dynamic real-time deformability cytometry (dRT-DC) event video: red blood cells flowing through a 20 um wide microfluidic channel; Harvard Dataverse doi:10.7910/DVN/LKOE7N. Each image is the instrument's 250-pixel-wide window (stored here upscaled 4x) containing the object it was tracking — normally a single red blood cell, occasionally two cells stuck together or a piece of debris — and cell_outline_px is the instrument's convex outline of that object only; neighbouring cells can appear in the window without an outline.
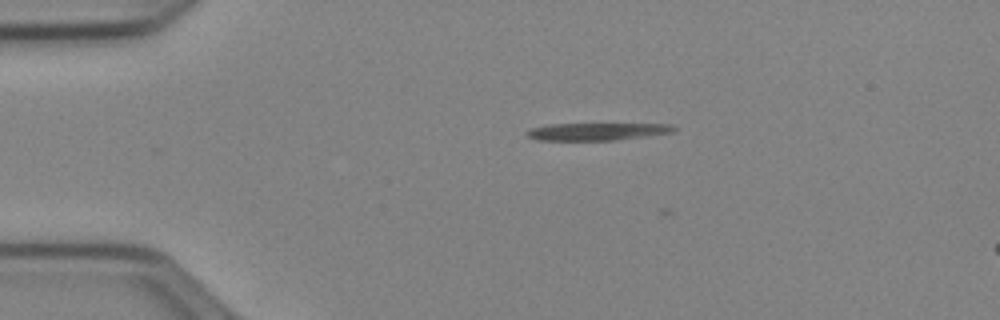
{"species": "Egyptian fruit bat (a non-hibernating species)", "species_latin": "Rousettus aegyptiacus", "temperature_condition": "cold", "stored_images_in_passage": 8, "camera_frame_rate_fps": 3000, "um_per_image_px": 0.085, "animal": {"sex": "female"}, "frame": {"image": 1, "passage_image": 2, "time_ms": 0.333, "image_size_px": [1000, 320], "cell_outline_px": [[676, 128], [672, 132], [616, 140], [540, 140], [528, 136], [524, 132], [532, 128], [548, 124], [672, 124]], "centroid_in_image_um": [50.72, 11.17], "position_along_channel_um": 34.3, "area_um2": 14.68}}